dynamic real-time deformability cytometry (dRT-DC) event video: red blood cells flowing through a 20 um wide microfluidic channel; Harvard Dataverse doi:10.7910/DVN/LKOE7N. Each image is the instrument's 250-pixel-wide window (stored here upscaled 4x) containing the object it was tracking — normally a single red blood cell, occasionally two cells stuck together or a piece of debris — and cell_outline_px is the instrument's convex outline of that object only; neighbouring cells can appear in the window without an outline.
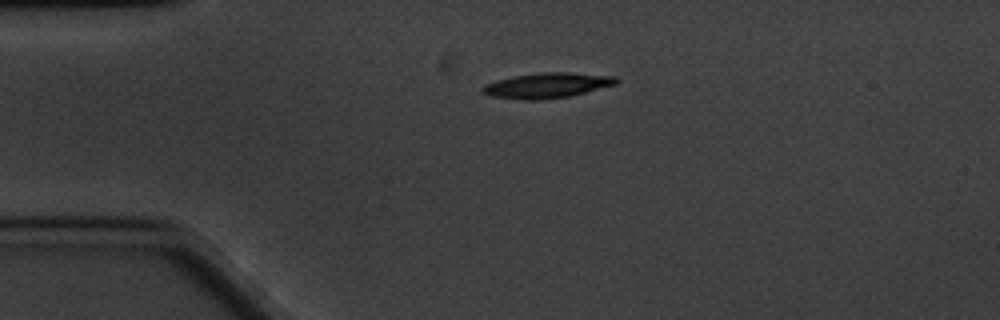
{"species": "common noctule bat (a hibernating species)", "species_latin": "Nyctalus noctula", "temperature_condition": "cold", "stored_images_in_passage": 48, "camera_frame_rate_fps": 3000, "um_per_image_px": 0.085, "animal": {"sex": "male", "body_mass_g": 20.1, "forearm_length_mm": 53.5}, "frame": {"image": 1, "passage_image": 1, "time_ms": 0.0, "image_size_px": [1000, 320], "cell_outline_px": [[620, 80], [616, 84], [568, 96], [540, 100], [524, 100], [488, 96], [480, 92], [480, 88], [484, 84], [496, 80], [516, 76], [540, 72], [568, 72], [616, 76]], "centroid_in_image_um": [46.45, 7.26], "position_along_channel_um": 38.6, "area_um2": 19.71}}
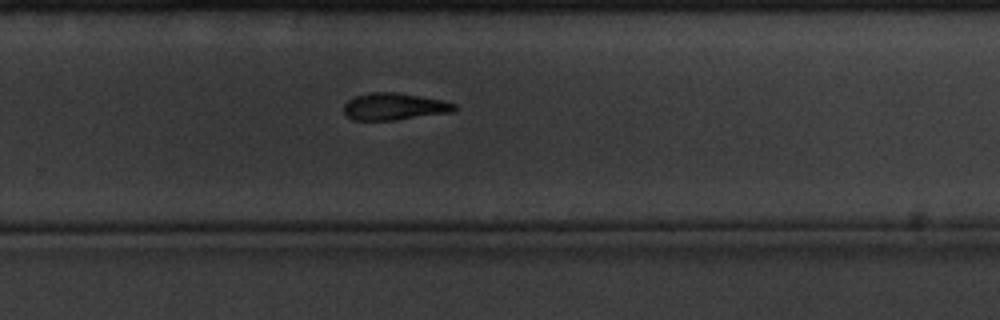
{"frame": {"image": 2, "passage_image": 27, "time_ms": 8.667, "image_size_px": [1000, 320], "cell_outline_px": [[456, 108], [452, 112], [396, 120], [356, 120], [348, 116], [344, 112], [344, 104], [348, 100], [356, 96], [372, 92], [396, 92], [444, 100], [456, 104]], "centroid_in_image_um": [33.53, 9.05], "position_along_channel_um": 296.3, "area_um2": 17.34}}
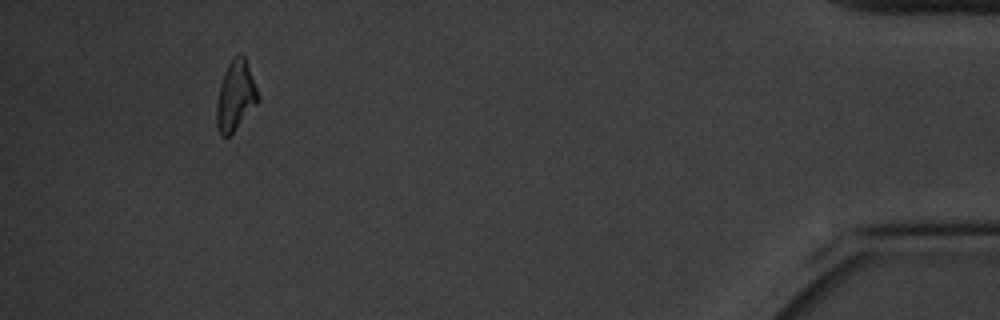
{"frame": {"image": 3, "passage_image": 44, "time_ms": 14.333, "image_size_px": [1000, 320], "cell_outline_px": [[260, 100], [232, 132], [228, 136], [220, 136], [216, 124], [216, 104], [220, 84], [224, 72], [232, 56], [240, 52], [244, 56], [260, 96]], "centroid_in_image_um": [20.01, 8.11], "position_along_channel_um": 415.2, "area_um2": 16.82}, "authors_computed_cell_mechanics": {"area_um2": 18.2359, "velocity_mm_per_s": 3.2846, "shape_relaxation_time_tau1_ms": 3.3611, "shape_relaxation_time_tau2_ms": null, "deformation_change_tau1": 0.1262, "deformation_change_tau2": null}}